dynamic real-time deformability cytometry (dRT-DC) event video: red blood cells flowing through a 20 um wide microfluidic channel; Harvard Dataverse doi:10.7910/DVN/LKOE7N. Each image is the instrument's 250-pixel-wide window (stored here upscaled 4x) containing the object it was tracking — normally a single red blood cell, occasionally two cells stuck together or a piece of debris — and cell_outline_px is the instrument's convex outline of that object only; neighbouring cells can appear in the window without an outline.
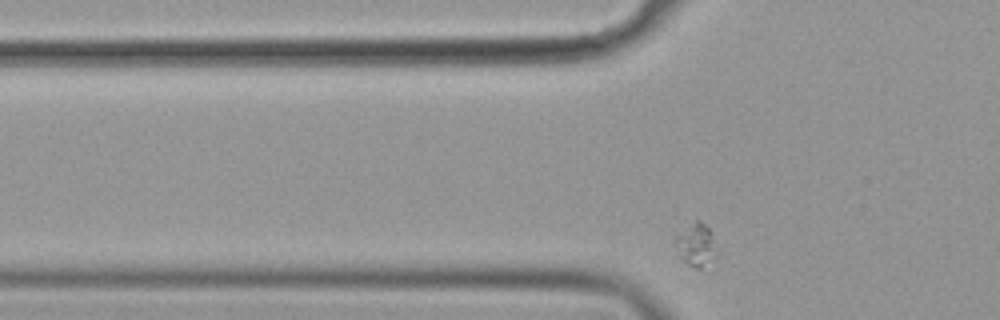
{"species": "common noctule bat (a hibernating species)", "species_latin": "Nyctalus noctula", "temperature_condition": "cold", "stored_images_in_passage": 40, "camera_frame_rate_fps": 3000, "um_per_image_px": 0.085, "animal": {"sex": "female", "body_mass_g": 19.9}, "frame": {"image": 1, "passage_image": 9, "time_ms": 2.667, "image_size_px": [1000, 320], "cell_outline_px": [[720, 252], [716, 256], [700, 268], [696, 268], [688, 264], [684, 260], [672, 244], [672, 240], [676, 236], [696, 220], [700, 220], [712, 232]], "centroid_in_image_um": [59.19, 20.8], "position_along_channel_um": 66.6, "area_um2": 10.4}}
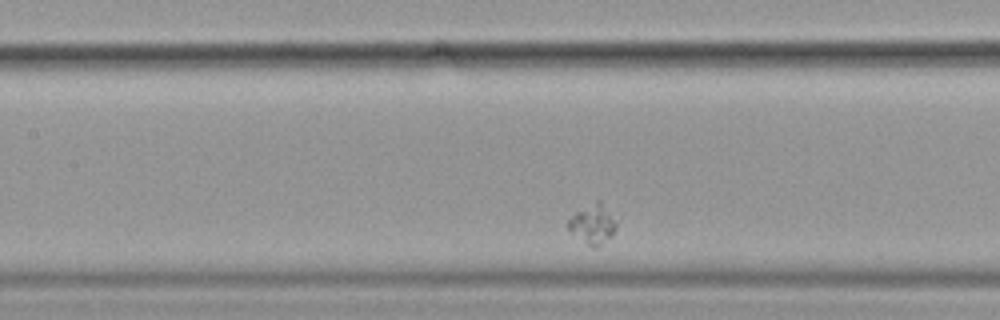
{"frame": {"image": 2, "passage_image": 18, "time_ms": 5.667, "image_size_px": [1000, 320], "cell_outline_px": [[620, 216], [616, 228], [600, 244], [592, 248], [568, 228], [564, 224], [576, 212], [596, 200]], "centroid_in_image_um": [50.44, 18.99], "position_along_channel_um": 157.0, "area_um2": 10.98}}
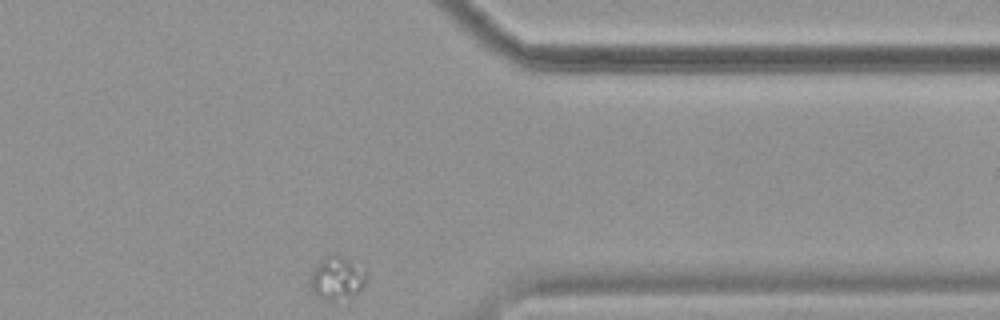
{"frame": {"image": 3, "passage_image": 40, "time_ms": 13.0, "image_size_px": [1000, 320], "cell_outline_px": [[364, 284], [356, 292], [332, 304], [316, 296], [308, 288], [308, 280], [316, 264], [324, 256], [340, 256], [348, 260], [364, 272]], "centroid_in_image_um": [28.5, 23.71], "position_along_channel_um": 382.9, "area_um2": 13.87}}